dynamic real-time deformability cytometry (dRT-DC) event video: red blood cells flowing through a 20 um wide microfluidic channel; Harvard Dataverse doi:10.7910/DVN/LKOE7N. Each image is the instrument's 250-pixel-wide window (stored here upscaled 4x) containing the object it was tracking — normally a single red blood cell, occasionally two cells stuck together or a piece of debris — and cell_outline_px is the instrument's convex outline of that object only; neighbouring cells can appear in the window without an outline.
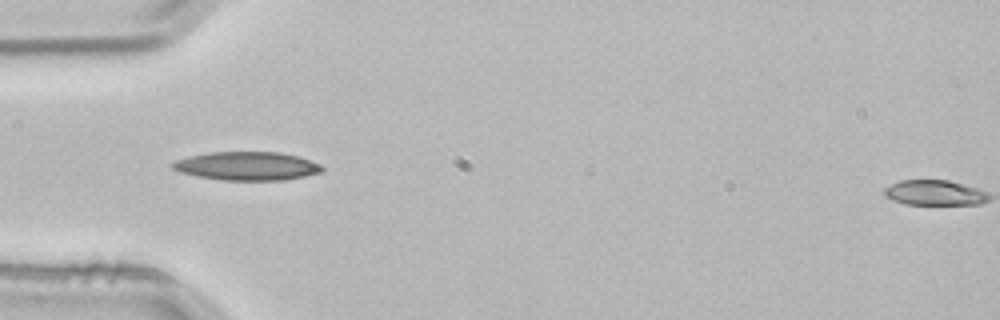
{"species": "common noctule bat (a hibernating species)", "species_latin": "Nyctalus noctula", "temperature_condition": "room temperature", "stored_images_in_passage": 37, "camera_frame_rate_fps": 3000, "um_per_image_px": 0.085, "animal": {"sex": "male", "body_mass_g": 21.5, "forearm_length_mm": 52.0}, "frame": {"image": 1, "passage_image": 1, "time_ms": 0.0, "image_size_px": [1000, 320], "cell_outline_px": [[324, 168], [320, 172], [304, 176], [284, 180], [220, 180], [196, 176], [180, 172], [172, 168], [168, 164], [176, 160], [188, 156], [208, 152], [280, 152], [296, 156], [320, 164]], "centroid_in_image_um": [20.93, 14.11], "position_along_channel_um": 64.1, "area_um2": 24.85}}
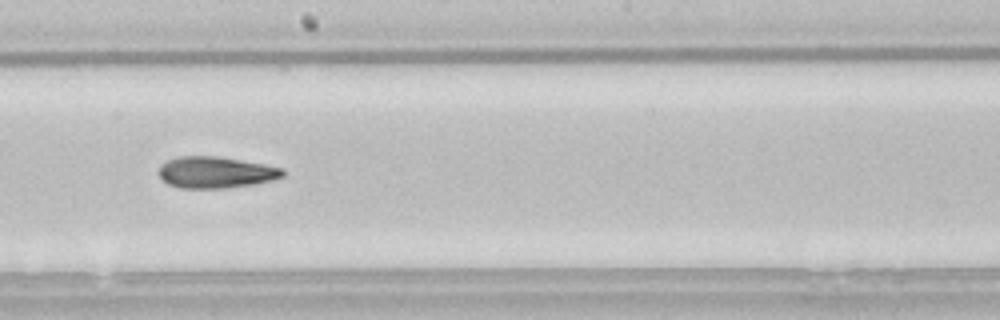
{"frame": {"image": 2, "passage_image": 14, "time_ms": 4.333, "image_size_px": [1000, 320], "cell_outline_px": [[284, 176], [272, 180], [252, 184], [224, 188], [180, 188], [168, 184], [156, 172], [160, 164], [176, 156], [220, 156], [264, 164], [284, 168]], "centroid_in_image_um": [18.3, 14.64], "position_along_channel_um": 229.9, "area_um2": 22.89}}
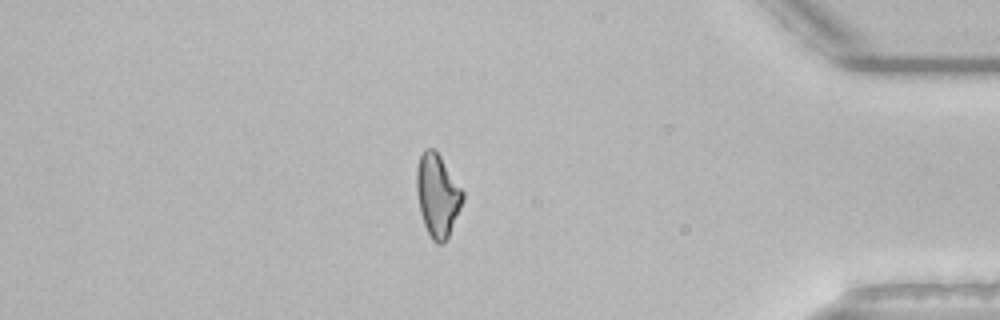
{"frame": {"image": 3, "passage_image": 30, "time_ms": 9.667, "image_size_px": [1000, 320], "cell_outline_px": [[464, 200], [448, 236], [444, 244], [436, 244], [432, 240], [424, 224], [420, 212], [416, 192], [416, 168], [420, 156], [424, 148], [432, 148], [440, 156], [464, 192]], "centroid_in_image_um": [37.17, 16.61], "position_along_channel_um": 398.0, "area_um2": 22.2}, "authors_computed_cell_mechanics": {"area_um2": 22.3686, "velocity_mm_per_s": 3.8352, "shape_relaxation_time_tau1_ms": 8.0929, "shape_relaxation_time_tau2_ms": 5.4863, "deformation_change_tau1": 0.2031, "deformation_change_tau2": 0.1479}}